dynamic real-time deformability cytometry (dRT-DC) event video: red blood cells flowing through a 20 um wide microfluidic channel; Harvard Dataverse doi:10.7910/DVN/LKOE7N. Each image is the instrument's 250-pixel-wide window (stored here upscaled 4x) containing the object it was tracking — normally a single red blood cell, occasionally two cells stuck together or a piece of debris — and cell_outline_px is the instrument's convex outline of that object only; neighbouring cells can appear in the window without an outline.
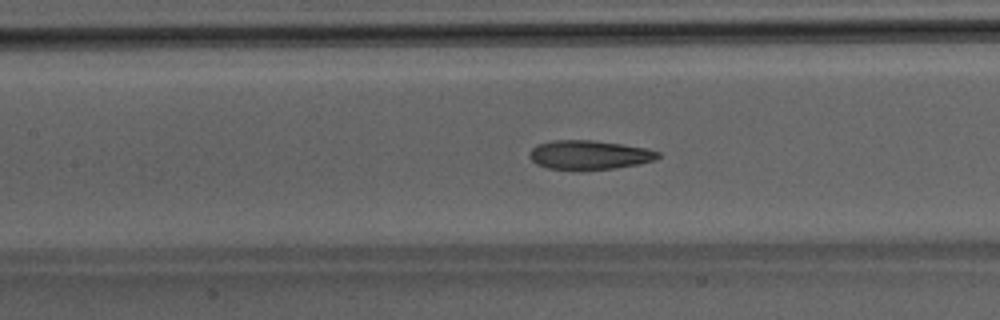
{"species": "Egyptian fruit bat (a non-hibernating species)", "species_latin": "Rousettus aegyptiacus", "temperature_condition": "room temperature", "stored_images_in_passage": 34, "camera_frame_rate_fps": 3000, "um_per_image_px": 0.085, "animal": {"sex": "male"}, "frame": {"image": 1, "passage_image": 8, "time_ms": 2.333, "image_size_px": [1000, 320], "cell_outline_px": [[660, 156], [656, 160], [640, 164], [616, 168], [584, 172], [548, 168], [536, 164], [528, 156], [528, 152], [536, 144], [552, 140], [592, 140], [648, 148], [660, 152]], "centroid_in_image_um": [50.07, 13.19], "position_along_channel_um": 157.3, "area_um2": 22.54}}
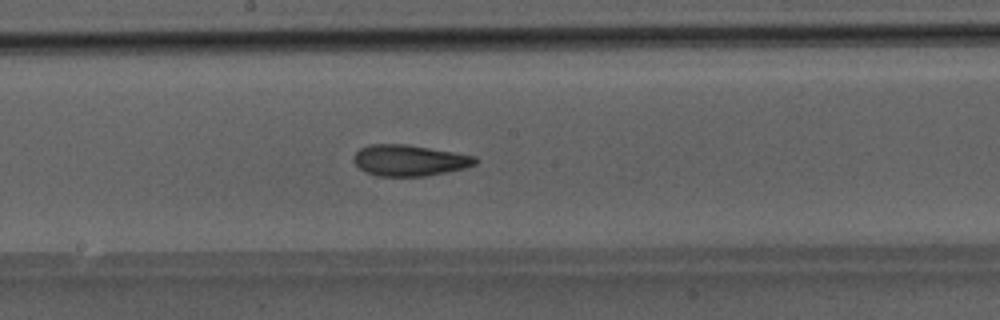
{"frame": {"image": 2, "passage_image": 12, "time_ms": 3.667, "image_size_px": [1000, 320], "cell_outline_px": [[480, 160], [476, 164], [468, 168], [428, 176], [380, 176], [368, 172], [360, 168], [356, 164], [352, 156], [360, 148], [368, 144], [404, 144], [476, 156]], "centroid_in_image_um": [34.84, 13.63], "position_along_channel_um": 213.4, "area_um2": 22.08}}
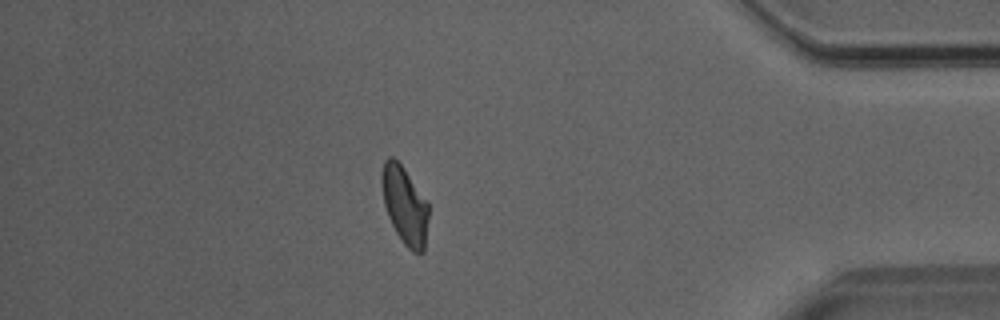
{"frame": {"image": 3, "passage_image": 28, "time_ms": 9.0, "image_size_px": [1000, 320], "cell_outline_px": [[428, 216], [424, 252], [412, 252], [404, 244], [396, 232], [388, 216], [384, 204], [380, 184], [380, 176], [384, 160], [388, 156], [392, 156], [404, 168], [428, 204]], "centroid_in_image_um": [34.37, 17.43], "position_along_channel_um": 400.8, "area_um2": 21.1}}